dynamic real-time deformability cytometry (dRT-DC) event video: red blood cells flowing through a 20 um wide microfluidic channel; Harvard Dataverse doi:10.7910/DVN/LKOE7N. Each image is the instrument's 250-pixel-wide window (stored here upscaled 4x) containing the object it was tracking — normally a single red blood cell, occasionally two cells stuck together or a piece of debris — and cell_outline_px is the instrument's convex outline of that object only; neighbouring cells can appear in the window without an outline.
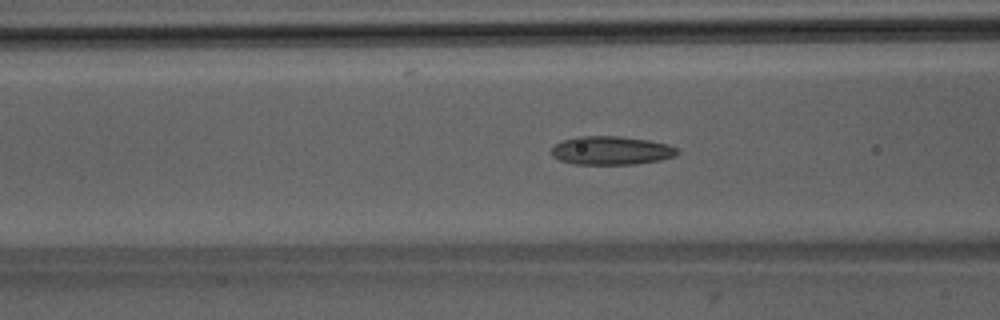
{"species": "Egyptian fruit bat (a non-hibernating species)", "species_latin": "Rousettus aegyptiacus", "temperature_condition": "room temperature", "stored_images_in_passage": 31, "camera_frame_rate_fps": 3000, "um_per_image_px": 0.085, "animal": {"sex": "male"}, "frame": {"image": 1, "passage_image": 7, "time_ms": 2.0, "image_size_px": [1000, 320], "cell_outline_px": [[680, 152], [676, 156], [660, 160], [636, 164], [576, 164], [560, 160], [552, 156], [552, 148], [556, 144], [564, 140], [576, 136], [620, 136], [648, 140], [668, 144], [676, 148]], "centroid_in_image_um": [51.98, 12.79], "position_along_channel_um": 114.6, "area_um2": 20.92}}
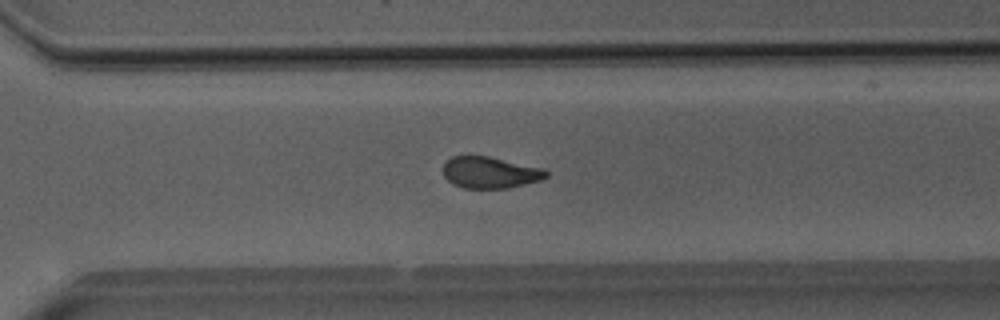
{"frame": {"image": 2, "passage_image": 23, "time_ms": 7.333, "image_size_px": [1000, 320], "cell_outline_px": [[548, 176], [540, 180], [508, 188], [464, 188], [452, 184], [444, 176], [444, 164], [452, 156], [488, 156], [544, 168], [548, 172]], "centroid_in_image_um": [41.67, 14.66], "position_along_channel_um": 328.9, "area_um2": 18.84}}
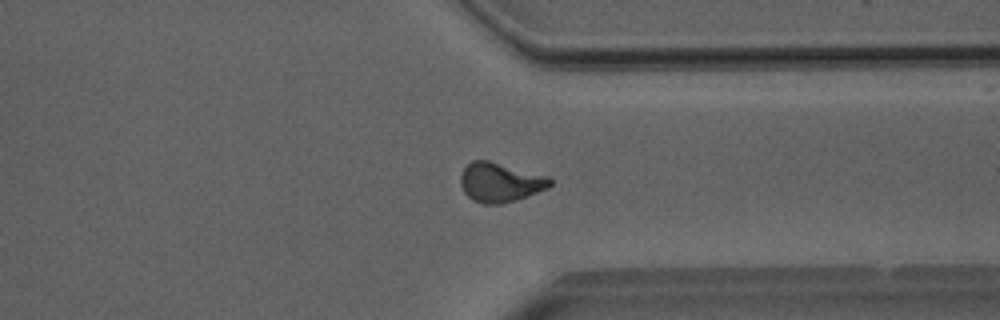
{"frame": {"image": 3, "passage_image": 26, "time_ms": 8.333, "image_size_px": [1000, 320], "cell_outline_px": [[552, 184], [548, 188], [516, 200], [500, 204], [484, 204], [472, 200], [464, 192], [460, 184], [460, 176], [464, 168], [472, 160], [488, 160], [548, 176], [552, 180]], "centroid_in_image_um": [42.5, 15.5], "position_along_channel_um": 368.9, "area_um2": 20.52}}